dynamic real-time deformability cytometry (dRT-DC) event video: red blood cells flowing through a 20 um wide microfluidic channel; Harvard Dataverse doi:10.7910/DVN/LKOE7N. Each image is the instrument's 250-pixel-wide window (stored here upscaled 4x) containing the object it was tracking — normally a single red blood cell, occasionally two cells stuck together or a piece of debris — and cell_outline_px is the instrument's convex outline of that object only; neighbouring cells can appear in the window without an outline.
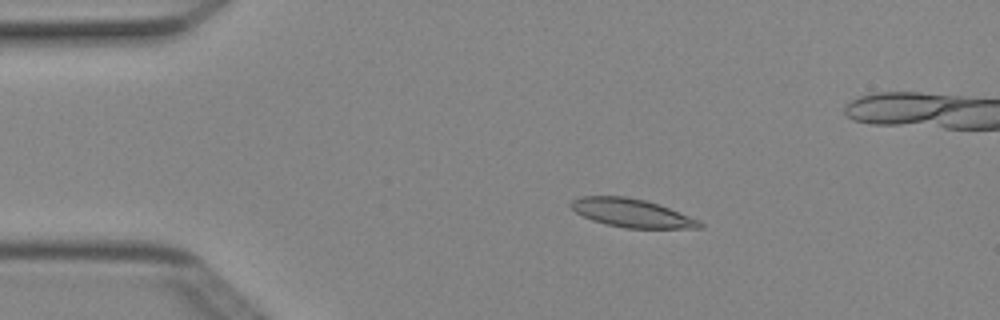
{"species": "Egyptian fruit bat (a non-hibernating species)", "species_latin": "Rousettus aegyptiacus", "temperature_condition": "cold", "stored_images_in_passage": 5, "camera_frame_rate_fps": 3000, "um_per_image_px": 0.085, "animal": {"sex": "female"}, "frame": {"image": 1, "passage_image": 3, "time_ms": 0.667, "image_size_px": [1000, 320], "cell_outline_px": [[704, 224], [700, 228], [624, 228], [592, 220], [576, 212], [568, 204], [572, 200], [580, 196], [624, 196], [644, 200], [668, 208], [700, 220]], "centroid_in_image_um": [53.68, 18.1], "position_along_channel_um": 31.3, "area_um2": 21.04}}